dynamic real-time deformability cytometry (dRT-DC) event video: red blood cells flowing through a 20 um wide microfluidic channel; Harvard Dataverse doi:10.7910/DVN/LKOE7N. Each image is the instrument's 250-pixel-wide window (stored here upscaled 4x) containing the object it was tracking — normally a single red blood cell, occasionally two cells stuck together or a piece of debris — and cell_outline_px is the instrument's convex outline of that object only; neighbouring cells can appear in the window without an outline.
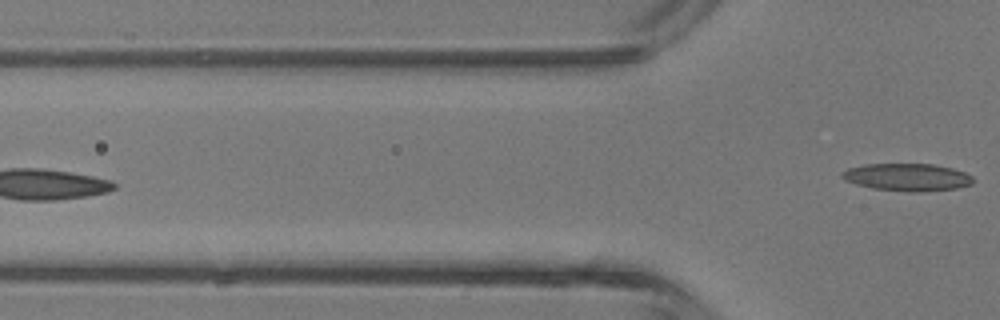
{"species": "common noctule bat (a hibernating species)", "species_latin": "Nyctalus noctula", "temperature_condition": "room temperature", "stored_images_in_passage": 6, "camera_frame_rate_fps": 3000, "um_per_image_px": 0.085, "animal": {"sex": "male", "body_mass_g": 13.3}, "frame": {"image": 1, "passage_image": 6, "time_ms": 5.667, "image_size_px": [1000, 320], "cell_outline_px": [[972, 184], [956, 188], [920, 192], [912, 192], [872, 188], [856, 184], [844, 180], [840, 176], [840, 172], [848, 168], [864, 164], [932, 164], [952, 168], [964, 172], [972, 176]], "centroid_in_image_um": [77.07, 15.06], "position_along_channel_um": 48.7, "area_um2": 20.98}}